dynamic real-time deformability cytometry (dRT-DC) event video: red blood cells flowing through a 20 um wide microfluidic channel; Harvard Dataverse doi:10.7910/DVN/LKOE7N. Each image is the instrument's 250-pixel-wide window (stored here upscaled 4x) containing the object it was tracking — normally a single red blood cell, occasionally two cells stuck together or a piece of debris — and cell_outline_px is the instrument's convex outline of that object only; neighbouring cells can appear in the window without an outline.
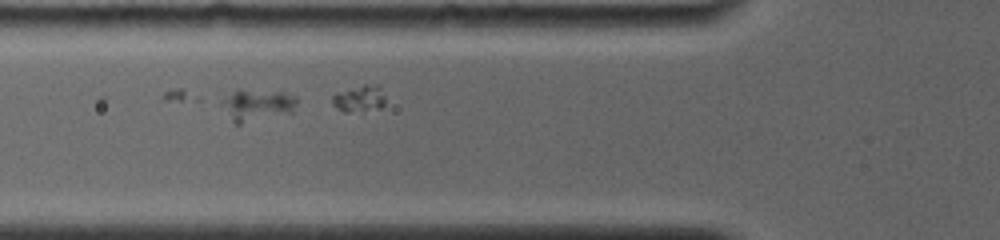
{"species": "common noctule bat (a hibernating species)", "species_latin": "Nyctalus noctula", "temperature_condition": "room temperature", "stored_images_in_passage": 29, "camera_frame_rate_fps": 4000, "um_per_image_px": 0.085, "animal": {"sex": "female", "body_mass_g": 19.0, "forearm_length_mm": 56.7}, "frame": {"image": 1, "passage_image": 7, "time_ms": 2.5, "image_size_px": [1000, 240], "cell_outline_px": [[296, 104], [292, 112], [240, 124], [236, 124], [232, 120], [220, 104], [220, 100], [232, 92], [240, 88], [284, 92], [296, 96]], "centroid_in_image_um": [21.83, 8.9], "position_along_channel_um": 104.0, "area_um2": 13.99}}